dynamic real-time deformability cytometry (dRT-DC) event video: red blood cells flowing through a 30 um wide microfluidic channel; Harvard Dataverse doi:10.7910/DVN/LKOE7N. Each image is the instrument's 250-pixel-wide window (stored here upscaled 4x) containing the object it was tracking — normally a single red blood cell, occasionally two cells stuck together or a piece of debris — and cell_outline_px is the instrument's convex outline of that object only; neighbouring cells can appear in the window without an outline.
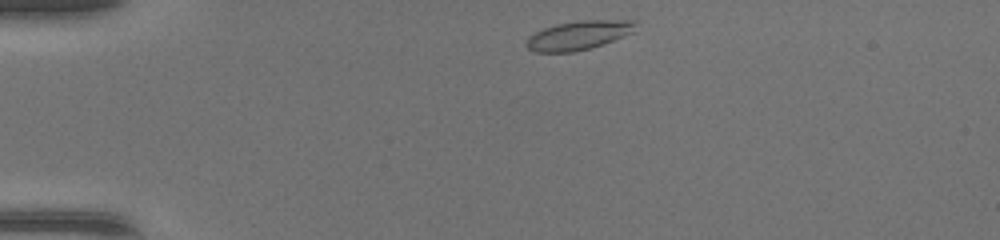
{"species": "common noctule bat (a hibernating species)", "species_latin": "Nyctalus noctula", "temperature_condition": "warm", "stored_images_in_passage": 38, "camera_frame_rate_fps": 3000, "um_per_image_px": 0.085, "animal": {"sex": "female", "body_mass_g": 17.0, "forearm_length_mm": 48.0}, "frame": {"image": 1, "passage_image": 1, "time_ms": 0.0, "image_size_px": [1000, 240], "cell_outline_px": [[636, 32], [604, 44], [572, 52], [536, 52], [528, 48], [524, 44], [528, 36], [544, 28], [556, 24], [580, 20], [636, 20]], "centroid_in_image_um": [49.21, 2.99], "position_along_channel_um": 35.8, "area_um2": 18.61}}
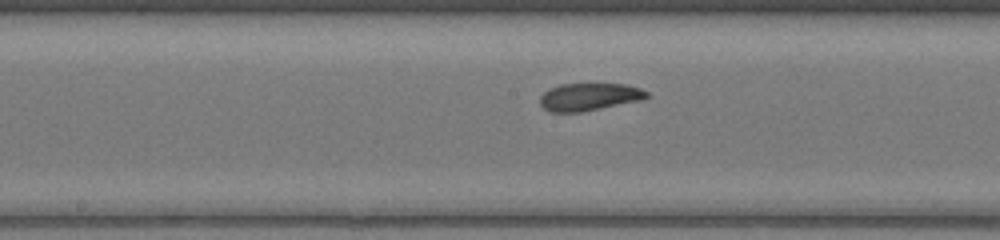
{"frame": {"image": 2, "passage_image": 16, "time_ms": 5.0, "image_size_px": [1000, 240], "cell_outline_px": [[648, 96], [640, 100], [580, 112], [552, 112], [544, 108], [540, 104], [540, 96], [548, 88], [560, 84], [628, 84], [640, 88], [648, 92]], "centroid_in_image_um": [50.05, 8.22], "position_along_channel_um": 198.1, "area_um2": 16.99}}
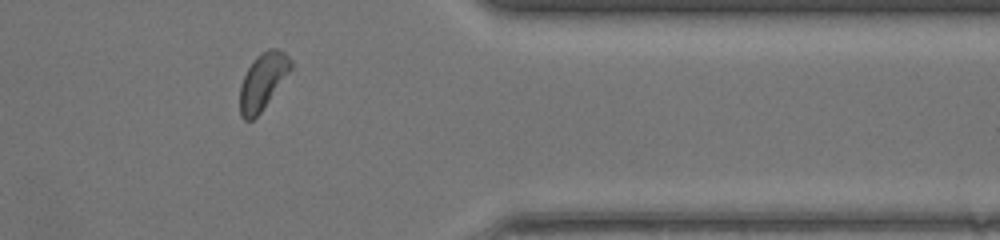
{"frame": {"image": 3, "passage_image": 30, "time_ms": 9.667, "image_size_px": [1000, 240], "cell_outline_px": [[292, 68], [260, 112], [252, 120], [244, 120], [240, 116], [240, 84], [248, 68], [256, 56], [260, 52], [268, 48], [276, 48], [284, 52], [292, 60]], "centroid_in_image_um": [22.32, 6.88], "position_along_channel_um": 389.1, "area_um2": 16.53}, "authors_computed_cell_mechanics": {"area_um2": 17.1955, "velocity_mm_per_s": 4.3647, "shape_relaxation_time_tau1_ms": 3.3784, "shape_relaxation_time_tau2_ms": 2.0509, "deformation_change_tau1": 0.1057, "deformation_change_tau2": 0.0951}}